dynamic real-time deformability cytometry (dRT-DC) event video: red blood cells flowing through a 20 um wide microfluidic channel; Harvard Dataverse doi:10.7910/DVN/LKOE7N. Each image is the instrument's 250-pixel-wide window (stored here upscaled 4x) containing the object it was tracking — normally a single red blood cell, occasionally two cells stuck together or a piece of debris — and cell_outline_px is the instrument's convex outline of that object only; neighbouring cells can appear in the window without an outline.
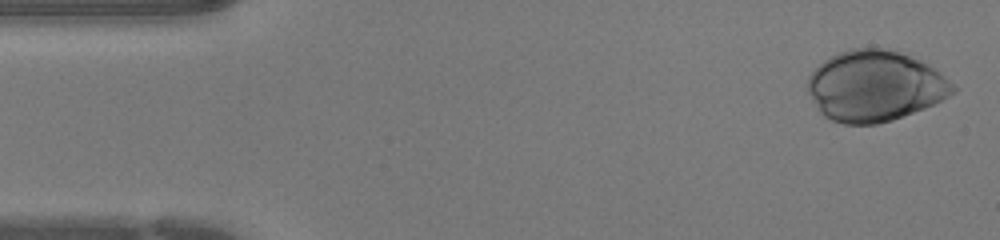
{"species": "human", "species_latin": "Homo sapiens", "temperature_condition": "warm", "stored_images_in_passage": 35, "camera_frame_rate_fps": 3000, "um_per_image_px": 0.085, "donor": {"sex": "female"}, "frame": {"image": 1, "passage_image": 1, "time_ms": 0.0, "image_size_px": [1000, 240], "cell_outline_px": [[956, 92], [924, 108], [892, 120], [876, 124], [844, 124], [832, 120], [824, 116], [820, 112], [812, 100], [808, 92], [808, 76], [824, 60], [840, 52], [852, 48], [884, 48], [900, 52], [920, 60], [928, 64], [940, 72], [956, 88]], "centroid_in_image_um": [74.36, 7.31], "position_along_channel_um": 10.6, "area_um2": 59.48}}
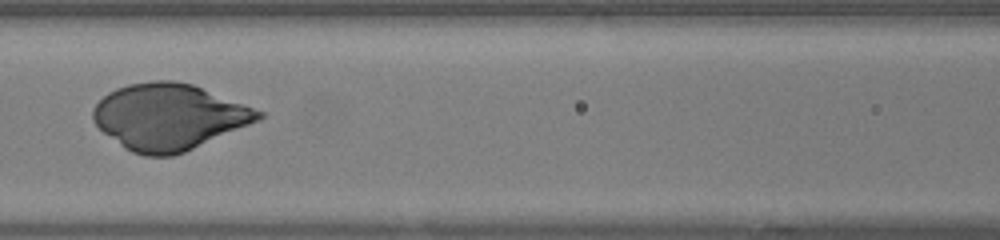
{"frame": {"image": 2, "passage_image": 18, "time_ms": 5.667, "image_size_px": [1000, 240], "cell_outline_px": [[264, 116], [260, 120], [184, 152], [172, 156], [144, 156], [132, 152], [124, 148], [104, 132], [92, 120], [92, 108], [108, 92], [116, 88], [128, 84], [152, 80], [172, 80], [192, 84], [264, 112]], "centroid_in_image_um": [14.33, 9.92], "position_along_channel_um": 152.3, "area_um2": 63.35}}
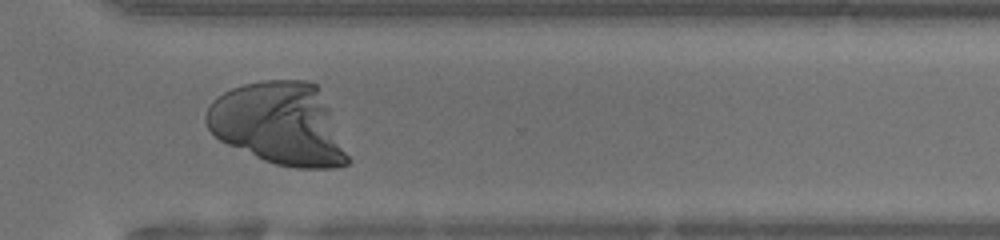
{"frame": {"image": 3, "passage_image": 31, "time_ms": 10.0, "image_size_px": [1000, 240], "cell_outline_px": [[352, 160], [348, 164], [336, 168], [296, 168], [276, 164], [264, 160], [228, 144], [220, 140], [208, 128], [204, 120], [204, 116], [212, 100], [224, 92], [232, 88], [244, 84], [264, 80], [308, 80], [316, 84], [328, 108]], "centroid_in_image_um": [23.73, 10.54], "position_along_channel_um": 346.9, "area_um2": 67.8}}